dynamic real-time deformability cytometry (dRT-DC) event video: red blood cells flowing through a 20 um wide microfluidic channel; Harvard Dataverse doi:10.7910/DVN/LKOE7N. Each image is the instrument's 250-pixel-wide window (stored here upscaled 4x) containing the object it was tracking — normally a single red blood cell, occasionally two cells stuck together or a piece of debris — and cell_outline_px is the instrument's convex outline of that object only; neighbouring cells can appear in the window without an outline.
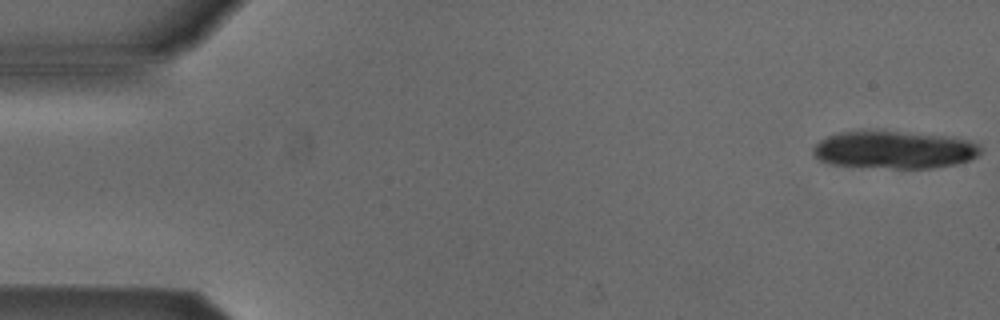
{"species": "Egyptian fruit bat (a non-hibernating species)", "species_latin": "Rousettus aegyptiacus", "temperature_condition": "cold", "stored_images_in_passage": 14, "camera_frame_rate_fps": 3000, "um_per_image_px": 0.085, "animal": {"sex": "male"}, "frame": {"image": 1, "passage_image": 1, "time_ms": 0.0, "image_size_px": [1000, 320], "cell_outline_px": [[980, 152], [976, 156], [968, 160], [956, 164], [932, 168], [860, 168], [828, 164], [820, 160], [812, 152], [812, 148], [820, 140], [828, 136], [840, 132], [896, 132], [944, 136], [968, 140], [980, 144]], "centroid_in_image_um": [75.96, 12.77], "position_along_channel_um": 9.0, "area_um2": 36.53}}